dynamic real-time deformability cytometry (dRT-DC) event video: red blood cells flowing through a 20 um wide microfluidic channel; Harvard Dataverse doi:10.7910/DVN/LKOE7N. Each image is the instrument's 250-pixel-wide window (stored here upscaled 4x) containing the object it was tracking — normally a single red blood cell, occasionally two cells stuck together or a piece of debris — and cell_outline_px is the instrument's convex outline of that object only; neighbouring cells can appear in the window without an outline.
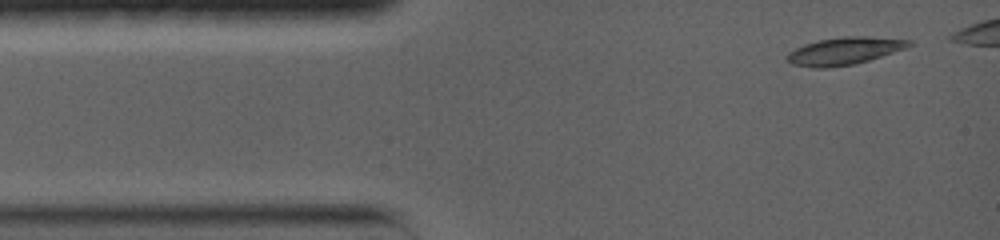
{"species": "common noctule bat (a hibernating species)", "species_latin": "Nyctalus noctula", "temperature_condition": "warm", "stored_images_in_passage": 4, "camera_frame_rate_fps": 5000, "um_per_image_px": 0.085, "animal": {"sex": "female", "body_mass_g": 19.0, "forearm_length_mm": 56.7}, "frame": {"image": 1, "passage_image": 1, "time_ms": 0.0, "image_size_px": [1000, 240], "cell_outline_px": [[916, 44], [868, 60], [852, 64], [828, 68], [812, 68], [792, 64], [784, 60], [784, 56], [788, 52], [804, 44], [820, 40], [844, 36], [868, 36], [912, 40]], "centroid_in_image_um": [71.72, 4.33], "position_along_channel_um": 13.3, "area_um2": 19.54}}